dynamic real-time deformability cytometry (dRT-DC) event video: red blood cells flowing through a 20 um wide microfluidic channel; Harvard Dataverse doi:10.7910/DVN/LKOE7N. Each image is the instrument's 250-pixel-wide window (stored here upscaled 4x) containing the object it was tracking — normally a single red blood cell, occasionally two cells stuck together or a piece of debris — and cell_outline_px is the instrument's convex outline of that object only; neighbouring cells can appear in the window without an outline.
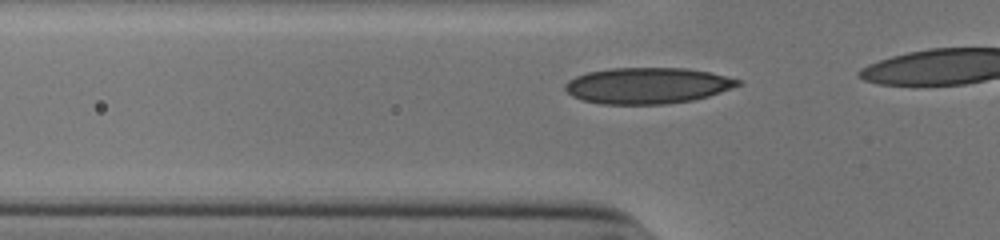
{"species": "human", "species_latin": "Homo sapiens", "temperature_condition": "cold", "stored_images_in_passage": 11, "camera_frame_rate_fps": 3000, "um_per_image_px": 0.085, "donor": {"sex": "male"}, "frame": {"image": 1, "passage_image": 5, "time_ms": 1.333, "image_size_px": [1000, 240], "cell_outline_px": [[744, 84], [708, 96], [692, 100], [664, 104], [600, 104], [584, 100], [572, 96], [564, 88], [564, 84], [568, 80], [576, 76], [588, 72], [612, 68], [684, 68], [708, 72], [744, 80]], "centroid_in_image_um": [55.05, 7.27], "position_along_channel_um": 70.8, "area_um2": 36.36}}
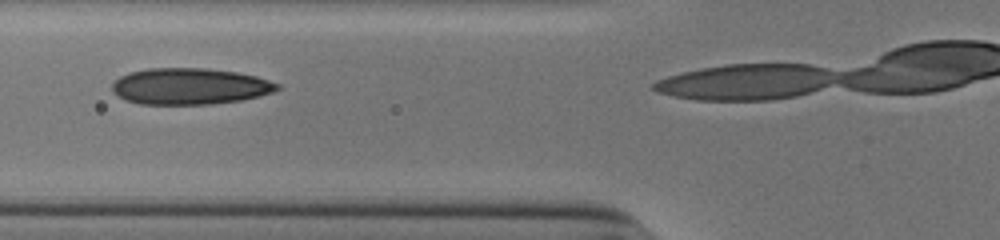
{"frame": {"image": 2, "passage_image": 8, "time_ms": 2.333, "image_size_px": [1000, 240], "cell_outline_px": [[280, 88], [272, 92], [240, 100], [212, 104], [140, 104], [124, 100], [112, 92], [112, 84], [120, 76], [128, 72], [148, 68], [208, 68], [236, 72], [256, 76], [280, 84]], "centroid_in_image_um": [16.09, 7.33], "position_along_channel_um": 109.7, "area_um2": 35.03}}